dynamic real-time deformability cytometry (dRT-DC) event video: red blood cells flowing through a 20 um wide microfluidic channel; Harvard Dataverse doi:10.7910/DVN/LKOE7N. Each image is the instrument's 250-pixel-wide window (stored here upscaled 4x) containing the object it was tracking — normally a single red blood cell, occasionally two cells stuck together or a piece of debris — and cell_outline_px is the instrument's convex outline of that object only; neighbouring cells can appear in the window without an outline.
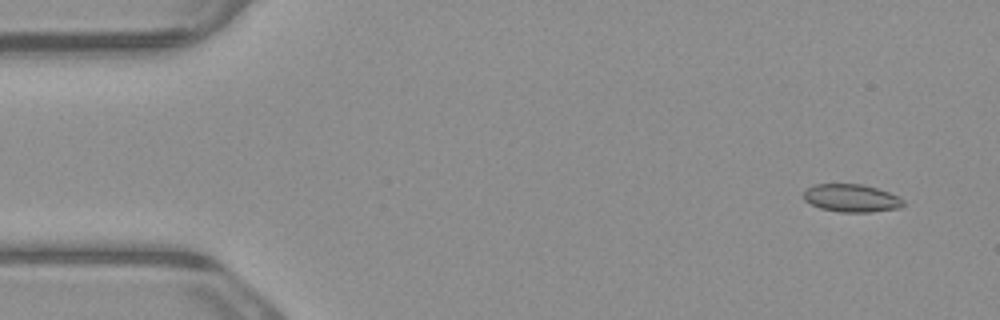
{"species": "common noctule bat (a hibernating species)", "species_latin": "Nyctalus noctula", "temperature_condition": "warm", "stored_images_in_passage": 5, "segment_of_instrument_passage": [1, 2], "camera_frame_rate_fps": 3000, "um_per_image_px": 0.085, "animal": {"sex": "male", "body_mass_g": 23.1, "forearm_length_mm": 52.7}, "frame": {"image": 1, "passage_image": 1, "time_ms": 0.0, "image_size_px": [1000, 320], "cell_outline_px": [[904, 204], [900, 208], [868, 212], [840, 212], [820, 208], [804, 200], [804, 192], [812, 184], [864, 184], [900, 196], [904, 200]], "centroid_in_image_um": [72.39, 16.83], "position_along_channel_um": 12.6, "area_um2": 16.18}}